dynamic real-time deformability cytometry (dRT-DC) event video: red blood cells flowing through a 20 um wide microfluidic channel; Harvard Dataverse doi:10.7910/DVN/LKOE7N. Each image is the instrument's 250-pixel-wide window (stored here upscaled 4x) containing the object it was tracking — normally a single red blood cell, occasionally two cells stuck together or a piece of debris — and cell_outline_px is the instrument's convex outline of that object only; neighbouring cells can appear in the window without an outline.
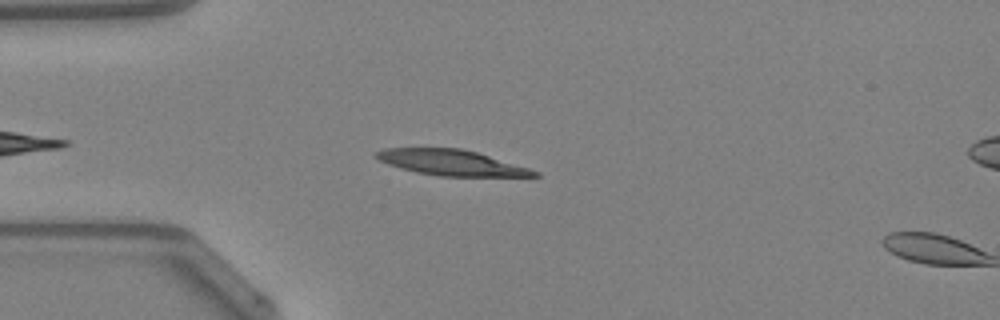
{"species": "Egyptian fruit bat (a non-hibernating species)", "species_latin": "Rousettus aegyptiacus", "temperature_condition": "warm", "stored_images_in_passage": 9, "camera_frame_rate_fps": 3000, "um_per_image_px": 0.085, "animal": {"sex": "female"}, "frame": {"image": 1, "passage_image": 8, "time_ms": 2.333, "image_size_px": [1000, 320], "cell_outline_px": [[540, 176], [440, 176], [416, 172], [400, 168], [388, 164], [380, 160], [376, 156], [376, 152], [384, 148], [460, 148], [476, 152], [528, 168], [540, 172]], "centroid_in_image_um": [38.35, 13.82], "position_along_channel_um": 46.7, "area_um2": 23.18}}